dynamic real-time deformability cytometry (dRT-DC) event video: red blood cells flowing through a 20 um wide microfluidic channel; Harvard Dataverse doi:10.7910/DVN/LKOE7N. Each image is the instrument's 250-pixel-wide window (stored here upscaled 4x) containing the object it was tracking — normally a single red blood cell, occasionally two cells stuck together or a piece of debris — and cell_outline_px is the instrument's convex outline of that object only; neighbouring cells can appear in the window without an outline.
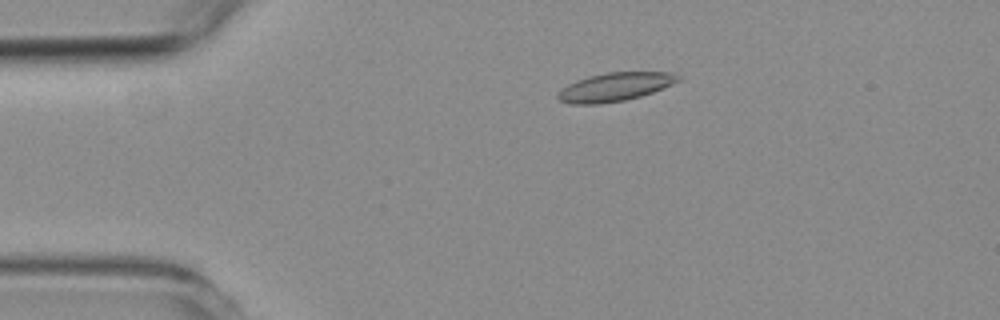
{"species": "common noctule bat (a hibernating species)", "species_latin": "Nyctalus noctula", "temperature_condition": "room temperature", "stored_images_in_passage": 55, "camera_frame_rate_fps": 3000, "um_per_image_px": 0.085, "animal": {"sex": "female", "body_mass_g": 19.3, "forearm_length_mm": 54.1}, "frame": {"image": 1, "passage_image": 11, "time_ms": 3.333, "image_size_px": [1000, 320], "cell_outline_px": [[680, 80], [672, 84], [652, 92], [640, 96], [624, 100], [596, 104], [572, 104], [560, 100], [556, 96], [568, 84], [576, 80], [588, 76], [604, 72], [668, 72], [680, 76]], "centroid_in_image_um": [52.26, 7.38], "position_along_channel_um": 32.7, "area_um2": 19.71}}
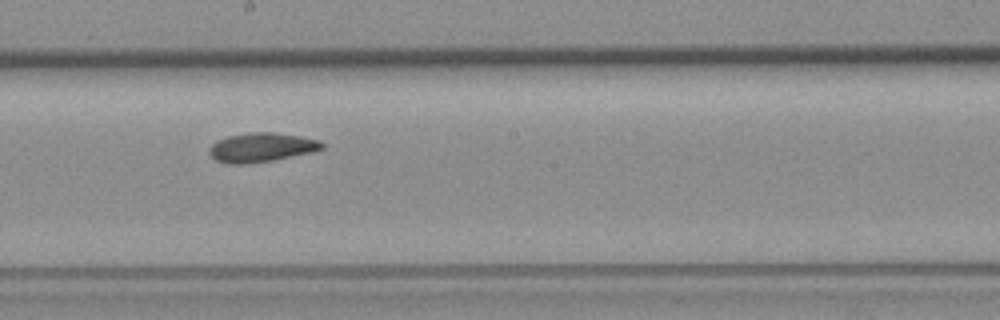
{"frame": {"image": 2, "passage_image": 30, "time_ms": 9.667, "image_size_px": [1000, 320], "cell_outline_px": [[324, 148], [308, 152], [272, 160], [248, 164], [228, 164], [216, 160], [208, 152], [212, 144], [216, 140], [228, 136], [248, 132], [276, 132], [300, 136], [320, 140], [324, 144]], "centroid_in_image_um": [22.19, 12.51], "position_along_channel_um": 226.0, "area_um2": 19.07}}
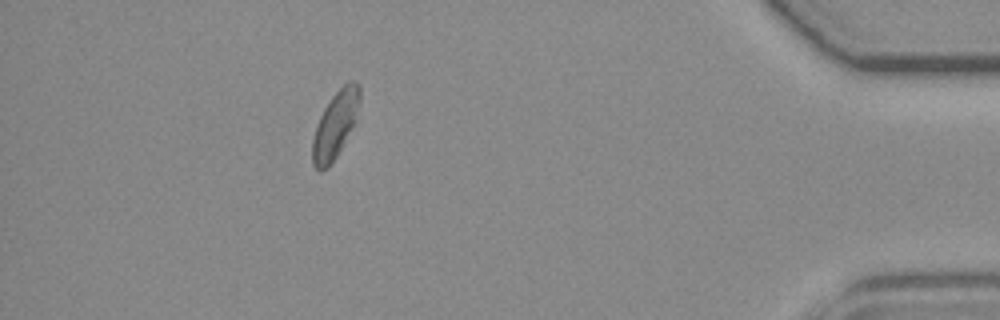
{"frame": {"image": 3, "passage_image": 49, "time_ms": 16.0, "image_size_px": [1000, 320], "cell_outline_px": [[360, 100], [356, 120], [336, 156], [328, 168], [320, 172], [312, 164], [312, 140], [316, 124], [324, 108], [332, 96], [348, 80], [356, 80], [360, 84]], "centroid_in_image_um": [28.49, 10.58], "position_along_channel_um": 406.7, "area_um2": 18.44}, "authors_computed_cell_mechanics": {"area_um2": 18.9584, "velocity_mm_per_s": 3.7428, "shape_relaxation_time_tau1_ms": null, "shape_relaxation_time_tau2_ms": 3.1547, "deformation_change_tau1": null, "deformation_change_tau2": 0.0843}}